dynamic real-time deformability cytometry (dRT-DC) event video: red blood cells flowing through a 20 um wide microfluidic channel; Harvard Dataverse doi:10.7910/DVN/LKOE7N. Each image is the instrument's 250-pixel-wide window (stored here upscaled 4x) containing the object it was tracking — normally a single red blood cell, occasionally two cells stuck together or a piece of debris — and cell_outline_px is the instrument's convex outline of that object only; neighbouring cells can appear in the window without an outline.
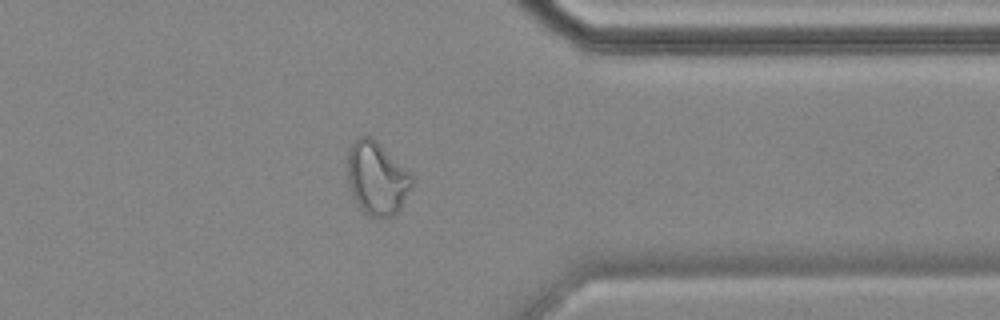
{"species": "common noctule bat (a hibernating species)", "species_latin": "Nyctalus noctula", "temperature_condition": "cold", "stored_images_in_passage": 43, "camera_frame_rate_fps": 3000, "um_per_image_px": 0.085, "animal": {"sex": "female", "body_mass_g": 18.4}, "frame": {"image": 1, "passage_image": 31, "time_ms": 10.0, "image_size_px": [1000, 320], "cell_outline_px": [[412, 184], [400, 208], [392, 216], [368, 216], [360, 208], [348, 184], [344, 160], [348, 148], [360, 136], [372, 136], [412, 176]], "centroid_in_image_um": [31.96, 15.11], "position_along_channel_um": 379.4, "area_um2": 27.28}, "authors_computed_cell_mechanics": {"area_um2": 24.854, "velocity_mm_per_s": 3.5283, "shape_relaxation_time_tau1_ms": null, "shape_relaxation_time_tau2_ms": 1.6825, "deformation_change_tau1": null, "deformation_change_tau2": 0.089}}